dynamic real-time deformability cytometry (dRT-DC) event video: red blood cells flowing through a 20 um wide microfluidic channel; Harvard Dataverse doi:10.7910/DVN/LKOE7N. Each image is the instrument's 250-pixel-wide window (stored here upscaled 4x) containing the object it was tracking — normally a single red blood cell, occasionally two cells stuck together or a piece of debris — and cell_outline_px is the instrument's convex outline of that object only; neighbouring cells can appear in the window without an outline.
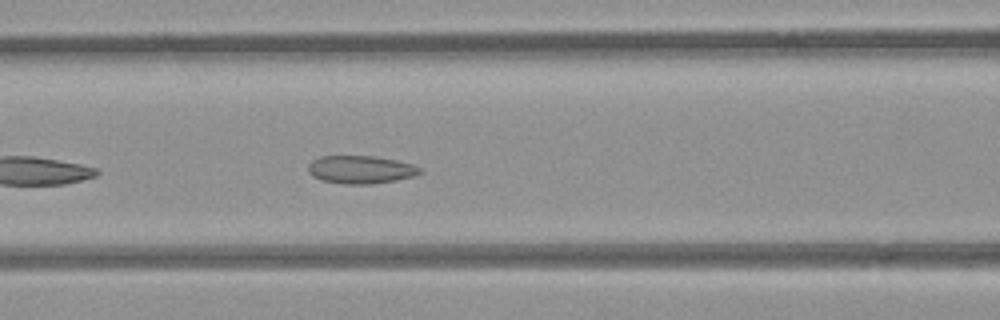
{"species": "common noctule bat (a hibernating species)", "species_latin": "Nyctalus noctula", "temperature_condition": "room temperature", "stored_images_in_passage": 18, "camera_frame_rate_fps": 3000, "um_per_image_px": 0.085, "animal": {"sex": "female", "body_mass_g": 21.9}, "frame": {"image": 1, "passage_image": 8, "time_ms": 2.333, "image_size_px": [1000, 320], "cell_outline_px": [[424, 172], [416, 176], [396, 180], [372, 184], [344, 184], [320, 180], [312, 176], [308, 172], [308, 164], [312, 160], [320, 156], [376, 156], [396, 160], [412, 164], [420, 168]], "centroid_in_image_um": [30.66, 14.42], "position_along_channel_um": 135.9, "area_um2": 18.44}}